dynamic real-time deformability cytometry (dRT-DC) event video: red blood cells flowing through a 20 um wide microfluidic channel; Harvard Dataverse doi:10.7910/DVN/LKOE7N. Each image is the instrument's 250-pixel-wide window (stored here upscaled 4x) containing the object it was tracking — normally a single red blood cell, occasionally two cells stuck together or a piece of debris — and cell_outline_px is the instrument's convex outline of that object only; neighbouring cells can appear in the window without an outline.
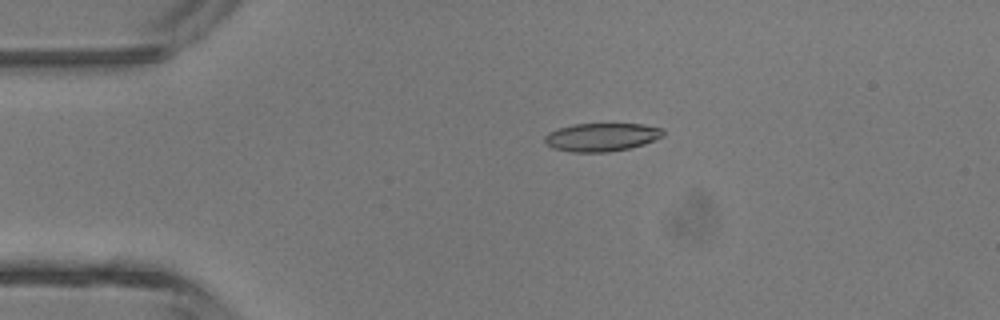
{"species": "common noctule bat (a hibernating species)", "species_latin": "Nyctalus noctula", "temperature_condition": "room temperature", "stored_images_in_passage": 46, "camera_frame_rate_fps": 3000, "um_per_image_px": 0.085, "animal": {"sex": "male", "body_mass_g": 13.3}, "frame": {"image": 1, "passage_image": 10, "time_ms": 3.0, "image_size_px": [1000, 320], "cell_outline_px": [[664, 136], [644, 144], [628, 148], [608, 152], [572, 152], [552, 148], [544, 140], [544, 136], [548, 132], [556, 128], [572, 124], [640, 124], [660, 128], [664, 132]], "centroid_in_image_um": [51.09, 11.65], "position_along_channel_um": 33.9, "area_um2": 19.48}}
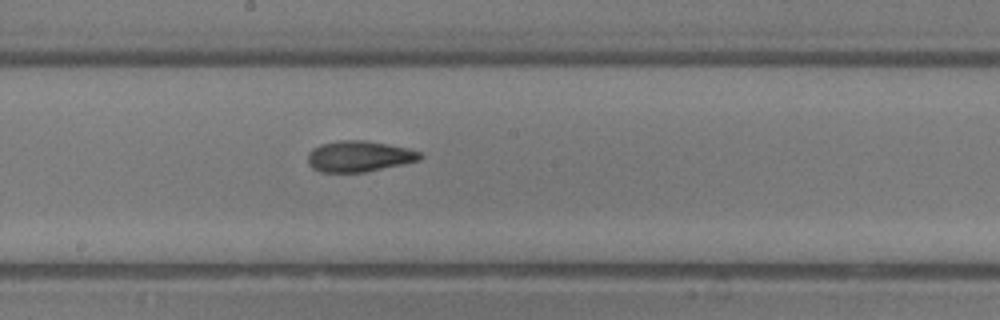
{"frame": {"image": 2, "passage_image": 25, "time_ms": 8.0, "image_size_px": [1000, 320], "cell_outline_px": [[424, 156], [420, 160], [404, 164], [368, 172], [320, 172], [312, 168], [308, 164], [308, 152], [312, 148], [320, 144], [340, 140], [364, 140], [408, 148], [420, 152]], "centroid_in_image_um": [30.52, 13.29], "position_along_channel_um": 217.7, "area_um2": 20.46}}
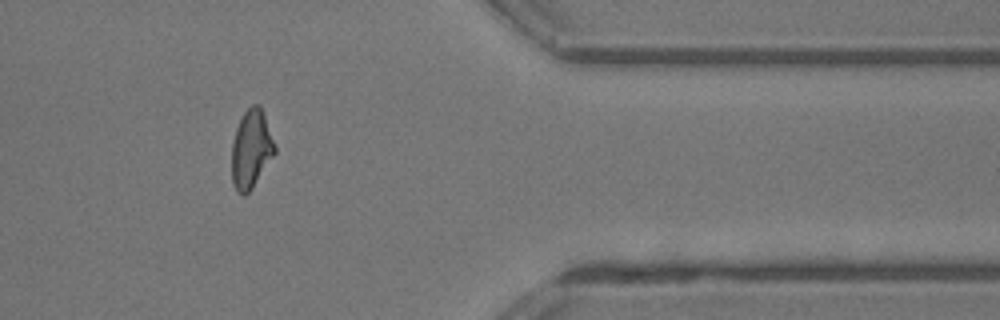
{"frame": {"image": 3, "passage_image": 38, "time_ms": 12.333, "image_size_px": [1000, 320], "cell_outline_px": [[276, 152], [252, 188], [244, 196], [236, 192], [232, 184], [232, 144], [236, 128], [244, 112], [252, 104], [260, 104], [276, 148]], "centroid_in_image_um": [21.34, 12.7], "position_along_channel_um": 390.1, "area_um2": 19.54}, "authors_computed_cell_mechanics": {"area_um2": 19.7098, "velocity_mm_per_s": 4.5126, "shape_relaxation_time_tau1_ms": 7.5767, "shape_relaxation_time_tau2_ms": 2.6155, "deformation_change_tau1": 0.2147, "deformation_change_tau2": 0.0986}}